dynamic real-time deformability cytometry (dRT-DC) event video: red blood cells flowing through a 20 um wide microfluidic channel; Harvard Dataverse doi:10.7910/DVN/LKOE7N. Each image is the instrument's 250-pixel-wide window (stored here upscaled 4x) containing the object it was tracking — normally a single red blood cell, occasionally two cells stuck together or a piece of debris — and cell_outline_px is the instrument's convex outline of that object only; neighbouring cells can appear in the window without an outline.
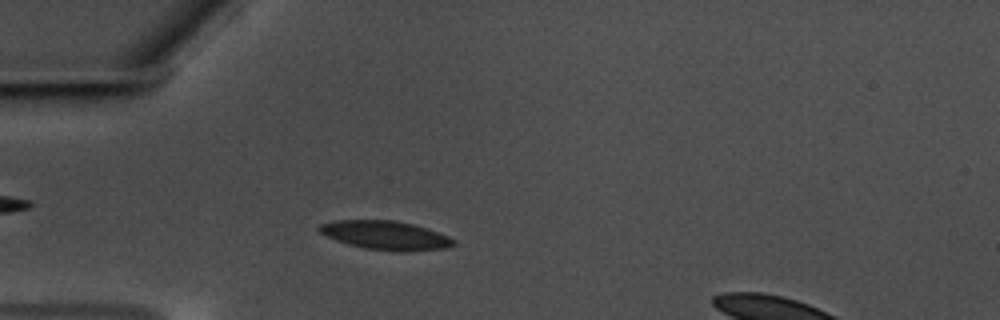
{"species": "common noctule bat (a hibernating species)", "species_latin": "Nyctalus noctula", "temperature_condition": "warm", "stored_images_in_passage": 49, "camera_frame_rate_fps": 3000, "um_per_image_px": 0.085, "animal": {"sex": "male", "body_mass_g": 17.5, "forearm_length_mm": 52.3}, "frame": {"image": 1, "passage_image": 11, "time_ms": 3.333, "image_size_px": [1000, 320], "cell_outline_px": [[456, 244], [444, 248], [400, 252], [364, 248], [348, 244], [336, 240], [320, 232], [316, 228], [320, 224], [336, 220], [396, 220], [428, 228], [448, 236], [456, 240]], "centroid_in_image_um": [32.78, 19.99], "position_along_channel_um": 52.2, "area_um2": 22.54}}
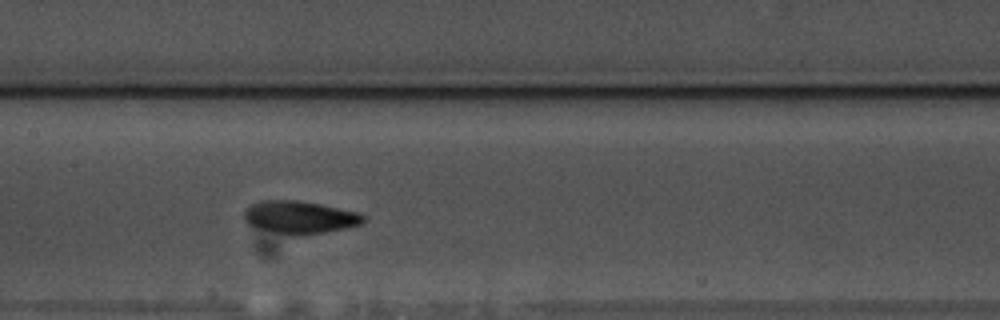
{"frame": {"image": 2, "passage_image": 23, "time_ms": 7.333, "image_size_px": [1000, 320], "cell_outline_px": [[368, 216], [364, 224], [324, 232], [300, 236], [292, 236], [256, 228], [248, 224], [244, 220], [244, 212], [252, 204], [260, 200], [296, 200], [356, 212]], "centroid_in_image_um": [25.47, 18.49], "position_along_channel_um": 181.9, "area_um2": 22.72}}
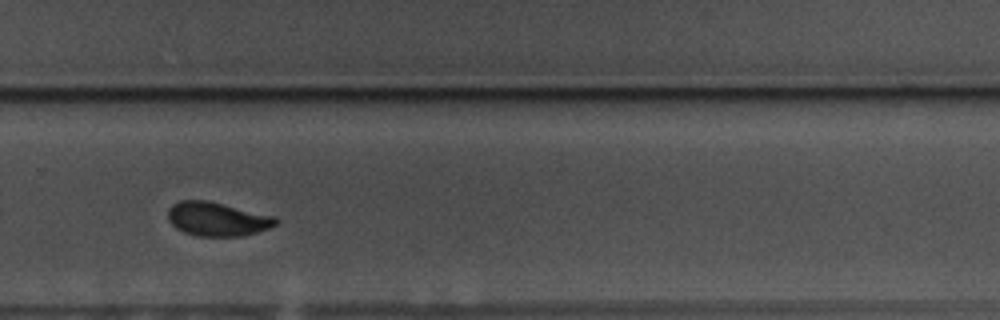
{"frame": {"image": 3, "passage_image": 34, "time_ms": 11.0, "image_size_px": [1000, 320], "cell_outline_px": [[280, 220], [276, 224], [268, 228], [244, 236], [196, 236], [184, 232], [176, 228], [168, 220], [168, 208], [172, 204], [180, 200], [204, 200], [276, 216]], "centroid_in_image_um": [18.46, 18.62], "position_along_channel_um": 311.3, "area_um2": 21.27}}